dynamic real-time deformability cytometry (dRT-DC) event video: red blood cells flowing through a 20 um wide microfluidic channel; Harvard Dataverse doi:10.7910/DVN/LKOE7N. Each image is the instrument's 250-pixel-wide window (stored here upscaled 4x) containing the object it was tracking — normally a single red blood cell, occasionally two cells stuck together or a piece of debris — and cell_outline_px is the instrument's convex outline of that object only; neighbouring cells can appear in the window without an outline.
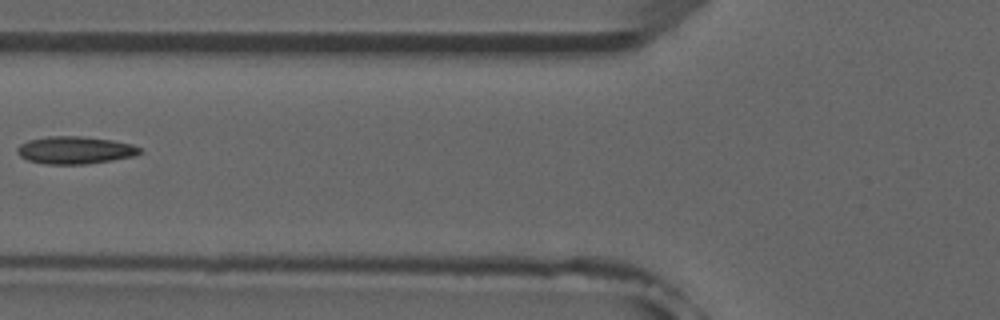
{"species": "common noctule bat (a hibernating species)", "species_latin": "Nyctalus noctula", "temperature_condition": "room temperature", "stored_images_in_passage": 6, "camera_frame_rate_fps": 3000, "um_per_image_px": 0.085, "animal": {"sex": "male", "forearm_length_mm": 52.5}, "frame": {"image": 1, "passage_image": 5, "time_ms": 4.667, "image_size_px": [1000, 320], "cell_outline_px": [[144, 152], [136, 156], [88, 164], [44, 164], [28, 160], [20, 156], [16, 152], [16, 148], [20, 144], [28, 140], [48, 136], [80, 136], [112, 140], [132, 144], [140, 148]], "centroid_in_image_um": [6.39, 12.76], "position_along_channel_um": 119.4, "area_um2": 19.83}}
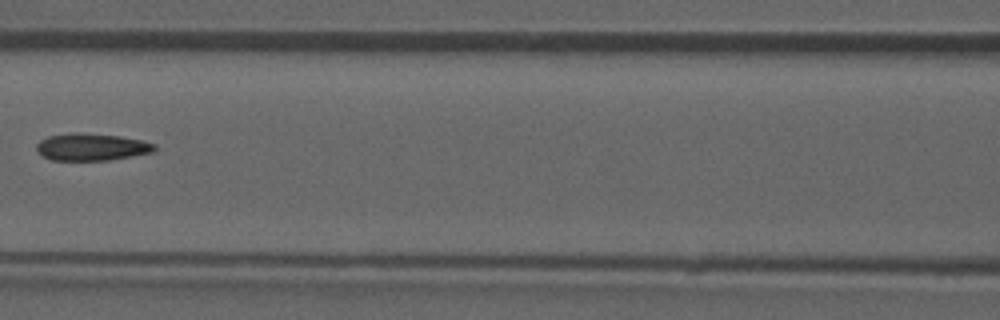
{"frame": {"image": 2, "passage_image": 6, "time_ms": 5.667, "image_size_px": [1000, 320], "cell_outline_px": [[156, 148], [152, 152], [112, 160], [52, 160], [40, 156], [36, 148], [36, 144], [40, 140], [48, 136], [72, 132], [80, 132], [120, 136], [144, 140], [156, 144]], "centroid_in_image_um": [7.77, 12.49], "position_along_channel_um": 158.8, "area_um2": 18.96}}